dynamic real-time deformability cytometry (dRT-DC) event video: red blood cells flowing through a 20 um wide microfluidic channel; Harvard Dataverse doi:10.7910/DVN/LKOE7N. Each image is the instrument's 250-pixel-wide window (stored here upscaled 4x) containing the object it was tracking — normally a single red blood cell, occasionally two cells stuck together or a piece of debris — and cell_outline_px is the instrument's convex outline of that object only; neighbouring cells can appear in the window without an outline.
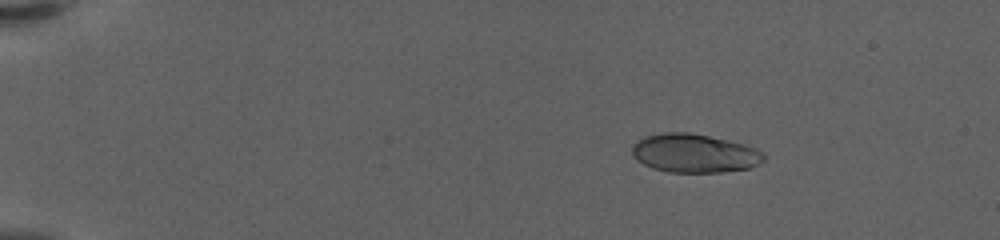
{"species": "human", "species_latin": "Homo sapiens", "temperature_condition": "warm", "stored_images_in_passage": 53, "camera_frame_rate_fps": 3000, "um_per_image_px": 0.085, "donor": {"sex": "female"}, "frame": {"image": 1, "passage_image": 3, "time_ms": 0.667, "image_size_px": [1000, 240], "cell_outline_px": [[764, 160], [760, 164], [748, 168], [720, 172], [668, 172], [652, 168], [636, 160], [632, 156], [632, 144], [644, 136], [664, 132], [688, 132], [728, 140], [744, 144], [756, 148], [764, 152]], "centroid_in_image_um": [59.01, 13.02], "position_along_channel_um": 26.0, "area_um2": 29.82}}
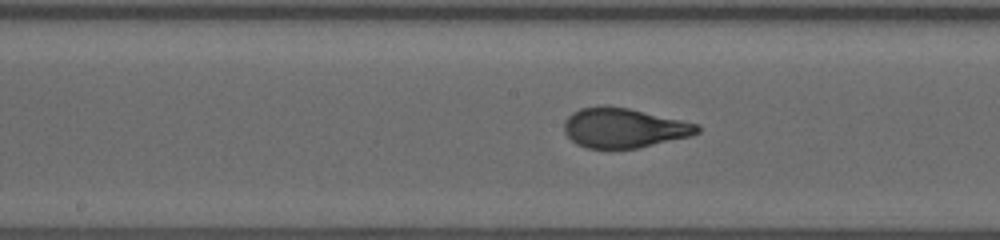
{"frame": {"image": 2, "passage_image": 26, "time_ms": 8.333, "image_size_px": [1000, 240], "cell_outline_px": [[700, 132], [692, 136], [640, 148], [588, 148], [576, 144], [564, 132], [564, 120], [572, 112], [580, 108], [604, 104], [628, 108], [700, 124]], "centroid_in_image_um": [53.04, 10.86], "position_along_channel_um": 195.2, "area_um2": 31.15}}
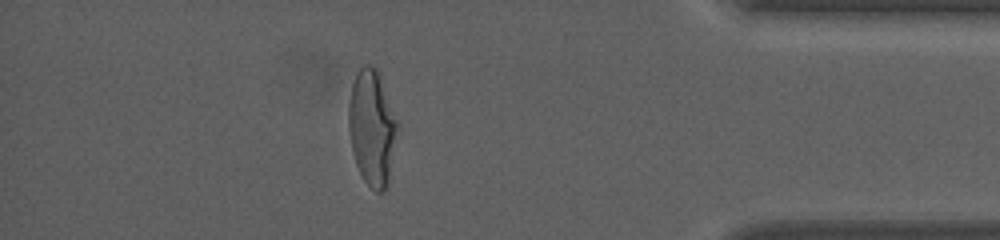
{"frame": {"image": 3, "passage_image": 46, "time_ms": 15.0, "image_size_px": [1000, 240], "cell_outline_px": [[400, 124], [388, 184], [384, 192], [376, 192], [364, 180], [356, 164], [352, 148], [348, 128], [348, 104], [352, 84], [356, 72], [364, 64], [368, 64], [376, 68], [380, 72]], "centroid_in_image_um": [31.66, 10.81], "position_along_channel_um": 403.5, "area_um2": 33.7}, "authors_computed_cell_mechanics": {"area_um2": 30.923, "velocity_mm_per_s": 3.583, "shape_relaxation_time_tau1_ms": 6.08, "shape_relaxation_time_tau2_ms": null, "deformation_change_tau1": 0.2613, "deformation_change_tau2": null}}